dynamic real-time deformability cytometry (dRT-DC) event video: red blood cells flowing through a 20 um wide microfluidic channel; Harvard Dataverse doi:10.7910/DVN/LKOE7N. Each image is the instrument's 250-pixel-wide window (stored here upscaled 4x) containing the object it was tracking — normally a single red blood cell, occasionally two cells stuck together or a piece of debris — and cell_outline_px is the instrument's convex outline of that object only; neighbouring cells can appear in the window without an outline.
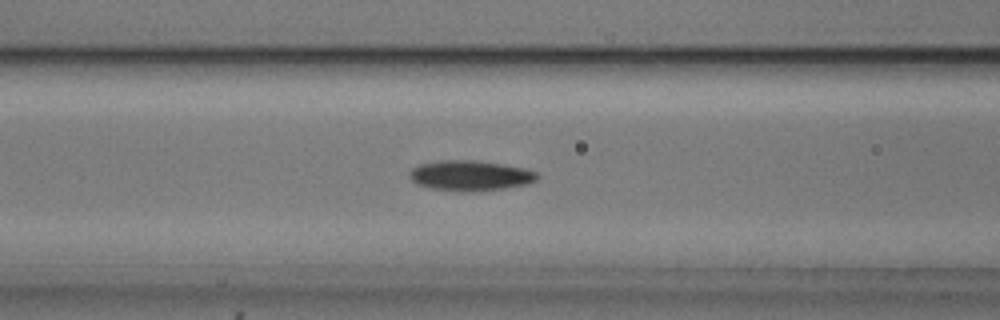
{"species": "common noctule bat (a hibernating species)", "species_latin": "Nyctalus noctula", "temperature_condition": "cold", "stored_images_in_passage": 46, "camera_frame_rate_fps": 3000, "um_per_image_px": 0.085, "animal": {"sex": "male", "body_mass_g": 20.5, "forearm_length_mm": 52.5}, "frame": {"image": 1, "passage_image": 14, "time_ms": 4.333, "image_size_px": [1000, 320], "cell_outline_px": [[540, 176], [536, 180], [528, 184], [504, 188], [472, 192], [464, 192], [432, 188], [416, 184], [408, 176], [412, 168], [416, 164], [440, 160], [476, 160], [504, 164], [524, 168], [536, 172]], "centroid_in_image_um": [39.96, 14.92], "position_along_channel_um": 126.6, "area_um2": 22.77}}
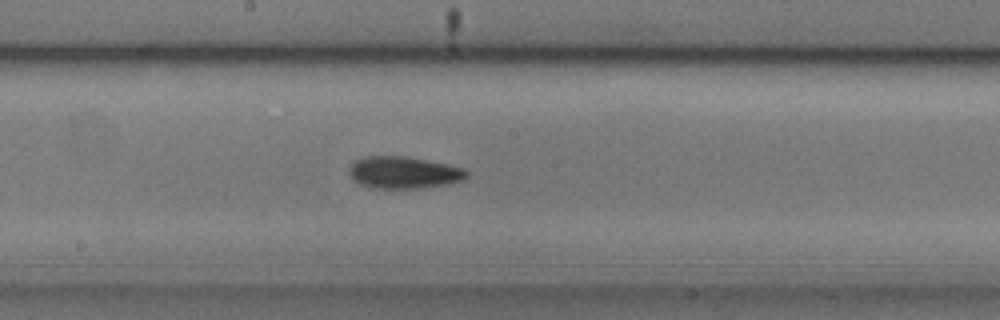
{"frame": {"image": 2, "passage_image": 21, "time_ms": 6.667, "image_size_px": [1000, 320], "cell_outline_px": [[468, 176], [464, 180], [448, 184], [428, 188], [368, 188], [352, 180], [348, 172], [348, 168], [356, 160], [364, 156], [404, 156], [448, 164], [464, 168], [468, 172]], "centroid_in_image_um": [34.31, 14.68], "position_along_channel_um": 213.9, "area_um2": 22.25}}
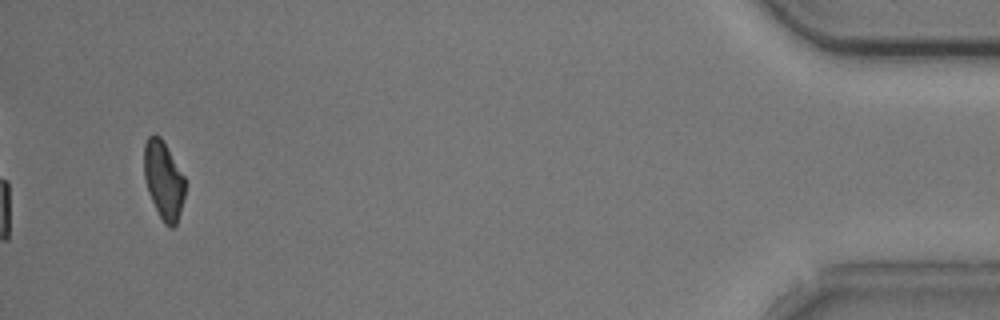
{"frame": {"image": 3, "passage_image": 44, "time_ms": 14.333, "image_size_px": [1000, 320], "cell_outline_px": [[184, 196], [180, 212], [176, 224], [172, 228], [164, 224], [148, 192], [144, 176], [144, 144], [148, 136], [160, 136], [184, 176]], "centroid_in_image_um": [13.89, 15.32], "position_along_channel_um": 421.3, "area_um2": 18.26}, "authors_computed_cell_mechanics": {"area_um2": 20.808, "velocity_mm_per_s": 3.7302, "shape_relaxation_time_tau1_ms": 2.5246, "shape_relaxation_time_tau2_ms": null, "deformation_change_tau1": 0.1259, "deformation_change_tau2": null}}